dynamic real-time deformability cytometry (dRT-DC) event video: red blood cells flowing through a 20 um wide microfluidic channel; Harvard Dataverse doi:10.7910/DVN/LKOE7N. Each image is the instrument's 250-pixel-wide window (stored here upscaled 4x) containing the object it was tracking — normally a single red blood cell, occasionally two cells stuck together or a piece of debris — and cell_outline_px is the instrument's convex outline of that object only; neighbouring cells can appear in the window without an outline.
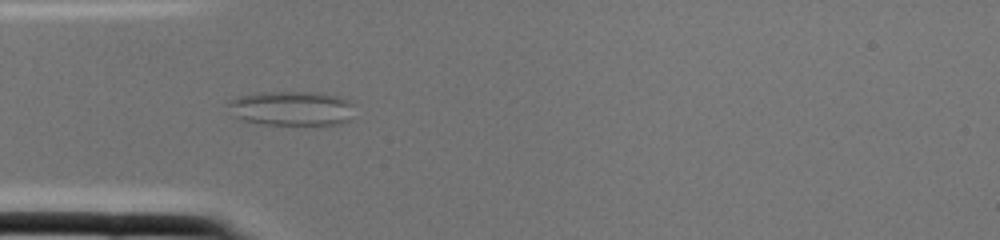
{"species": "common noctule bat (a hibernating species)", "species_latin": "Nyctalus noctula", "temperature_condition": "cold", "stored_images_in_passage": 2, "camera_frame_rate_fps": 3000, "um_per_image_px": 0.085, "animal": {"sex": "female", "body_mass_g": 22.0, "forearm_length_mm": 56.7}, "frame": {"image": 1, "passage_image": 2, "time_ms": 0.333, "image_size_px": [1000, 240], "cell_outline_px": [[352, 104], [348, 120], [340, 124], [264, 124], [240, 120], [236, 116], [228, 104], [228, 100], [236, 96], [256, 92], [324, 92], [340, 96], [348, 100]], "centroid_in_image_um": [24.75, 9.18], "position_along_channel_um": 60.2, "area_um2": 25.37}}